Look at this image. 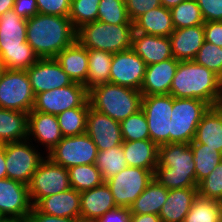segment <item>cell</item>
<instances>
[{
	"label": "cell",
	"instance_id": "cell-21",
	"mask_svg": "<svg viewBox=\"0 0 222 222\" xmlns=\"http://www.w3.org/2000/svg\"><path fill=\"white\" fill-rule=\"evenodd\" d=\"M132 49L147 65L173 58L169 37L133 32Z\"/></svg>",
	"mask_w": 222,
	"mask_h": 222
},
{
	"label": "cell",
	"instance_id": "cell-49",
	"mask_svg": "<svg viewBox=\"0 0 222 222\" xmlns=\"http://www.w3.org/2000/svg\"><path fill=\"white\" fill-rule=\"evenodd\" d=\"M80 218H65L41 213L35 206L31 209L25 222H79Z\"/></svg>",
	"mask_w": 222,
	"mask_h": 222
},
{
	"label": "cell",
	"instance_id": "cell-40",
	"mask_svg": "<svg viewBox=\"0 0 222 222\" xmlns=\"http://www.w3.org/2000/svg\"><path fill=\"white\" fill-rule=\"evenodd\" d=\"M183 222H220L217 200L197 197Z\"/></svg>",
	"mask_w": 222,
	"mask_h": 222
},
{
	"label": "cell",
	"instance_id": "cell-12",
	"mask_svg": "<svg viewBox=\"0 0 222 222\" xmlns=\"http://www.w3.org/2000/svg\"><path fill=\"white\" fill-rule=\"evenodd\" d=\"M154 170L127 166L106 180L117 207L130 208L153 179Z\"/></svg>",
	"mask_w": 222,
	"mask_h": 222
},
{
	"label": "cell",
	"instance_id": "cell-3",
	"mask_svg": "<svg viewBox=\"0 0 222 222\" xmlns=\"http://www.w3.org/2000/svg\"><path fill=\"white\" fill-rule=\"evenodd\" d=\"M27 20L14 9L0 16V59L8 70H27L40 58L27 43Z\"/></svg>",
	"mask_w": 222,
	"mask_h": 222
},
{
	"label": "cell",
	"instance_id": "cell-57",
	"mask_svg": "<svg viewBox=\"0 0 222 222\" xmlns=\"http://www.w3.org/2000/svg\"><path fill=\"white\" fill-rule=\"evenodd\" d=\"M0 222H22V221L11 218H0Z\"/></svg>",
	"mask_w": 222,
	"mask_h": 222
},
{
	"label": "cell",
	"instance_id": "cell-4",
	"mask_svg": "<svg viewBox=\"0 0 222 222\" xmlns=\"http://www.w3.org/2000/svg\"><path fill=\"white\" fill-rule=\"evenodd\" d=\"M222 93V79L194 60L179 61L170 95L182 99H200L215 106Z\"/></svg>",
	"mask_w": 222,
	"mask_h": 222
},
{
	"label": "cell",
	"instance_id": "cell-51",
	"mask_svg": "<svg viewBox=\"0 0 222 222\" xmlns=\"http://www.w3.org/2000/svg\"><path fill=\"white\" fill-rule=\"evenodd\" d=\"M130 222H162L157 214H131Z\"/></svg>",
	"mask_w": 222,
	"mask_h": 222
},
{
	"label": "cell",
	"instance_id": "cell-2",
	"mask_svg": "<svg viewBox=\"0 0 222 222\" xmlns=\"http://www.w3.org/2000/svg\"><path fill=\"white\" fill-rule=\"evenodd\" d=\"M153 178L168 190L197 188L193 151L186 143L158 146V165Z\"/></svg>",
	"mask_w": 222,
	"mask_h": 222
},
{
	"label": "cell",
	"instance_id": "cell-36",
	"mask_svg": "<svg viewBox=\"0 0 222 222\" xmlns=\"http://www.w3.org/2000/svg\"><path fill=\"white\" fill-rule=\"evenodd\" d=\"M95 165L101 172L104 181L121 172L127 167L122 145L98 151Z\"/></svg>",
	"mask_w": 222,
	"mask_h": 222
},
{
	"label": "cell",
	"instance_id": "cell-7",
	"mask_svg": "<svg viewBox=\"0 0 222 222\" xmlns=\"http://www.w3.org/2000/svg\"><path fill=\"white\" fill-rule=\"evenodd\" d=\"M211 106L200 99L173 97L171 143L190 144L203 115Z\"/></svg>",
	"mask_w": 222,
	"mask_h": 222
},
{
	"label": "cell",
	"instance_id": "cell-46",
	"mask_svg": "<svg viewBox=\"0 0 222 222\" xmlns=\"http://www.w3.org/2000/svg\"><path fill=\"white\" fill-rule=\"evenodd\" d=\"M205 22L222 21V0H196Z\"/></svg>",
	"mask_w": 222,
	"mask_h": 222
},
{
	"label": "cell",
	"instance_id": "cell-47",
	"mask_svg": "<svg viewBox=\"0 0 222 222\" xmlns=\"http://www.w3.org/2000/svg\"><path fill=\"white\" fill-rule=\"evenodd\" d=\"M205 41L222 48V21H209L203 24Z\"/></svg>",
	"mask_w": 222,
	"mask_h": 222
},
{
	"label": "cell",
	"instance_id": "cell-17",
	"mask_svg": "<svg viewBox=\"0 0 222 222\" xmlns=\"http://www.w3.org/2000/svg\"><path fill=\"white\" fill-rule=\"evenodd\" d=\"M26 71L35 96L73 83L55 58H40Z\"/></svg>",
	"mask_w": 222,
	"mask_h": 222
},
{
	"label": "cell",
	"instance_id": "cell-14",
	"mask_svg": "<svg viewBox=\"0 0 222 222\" xmlns=\"http://www.w3.org/2000/svg\"><path fill=\"white\" fill-rule=\"evenodd\" d=\"M87 100L86 87L73 82L69 86L37 94L33 110L57 116L68 109L81 107Z\"/></svg>",
	"mask_w": 222,
	"mask_h": 222
},
{
	"label": "cell",
	"instance_id": "cell-58",
	"mask_svg": "<svg viewBox=\"0 0 222 222\" xmlns=\"http://www.w3.org/2000/svg\"><path fill=\"white\" fill-rule=\"evenodd\" d=\"M4 70H5L4 64H3V62H2L1 59H0V78H1V75H2V73L4 72Z\"/></svg>",
	"mask_w": 222,
	"mask_h": 222
},
{
	"label": "cell",
	"instance_id": "cell-28",
	"mask_svg": "<svg viewBox=\"0 0 222 222\" xmlns=\"http://www.w3.org/2000/svg\"><path fill=\"white\" fill-rule=\"evenodd\" d=\"M126 165L155 170L158 165V146L151 140L125 141L122 143Z\"/></svg>",
	"mask_w": 222,
	"mask_h": 222
},
{
	"label": "cell",
	"instance_id": "cell-48",
	"mask_svg": "<svg viewBox=\"0 0 222 222\" xmlns=\"http://www.w3.org/2000/svg\"><path fill=\"white\" fill-rule=\"evenodd\" d=\"M13 9L18 16L26 20L39 13L36 0H15Z\"/></svg>",
	"mask_w": 222,
	"mask_h": 222
},
{
	"label": "cell",
	"instance_id": "cell-41",
	"mask_svg": "<svg viewBox=\"0 0 222 222\" xmlns=\"http://www.w3.org/2000/svg\"><path fill=\"white\" fill-rule=\"evenodd\" d=\"M100 0H71L69 18L77 30L82 25L97 21Z\"/></svg>",
	"mask_w": 222,
	"mask_h": 222
},
{
	"label": "cell",
	"instance_id": "cell-55",
	"mask_svg": "<svg viewBox=\"0 0 222 222\" xmlns=\"http://www.w3.org/2000/svg\"><path fill=\"white\" fill-rule=\"evenodd\" d=\"M215 107L217 108V110L222 114V93L220 94V96L218 97Z\"/></svg>",
	"mask_w": 222,
	"mask_h": 222
},
{
	"label": "cell",
	"instance_id": "cell-26",
	"mask_svg": "<svg viewBox=\"0 0 222 222\" xmlns=\"http://www.w3.org/2000/svg\"><path fill=\"white\" fill-rule=\"evenodd\" d=\"M198 197L197 188L168 190L166 202L159 213L162 222H183Z\"/></svg>",
	"mask_w": 222,
	"mask_h": 222
},
{
	"label": "cell",
	"instance_id": "cell-59",
	"mask_svg": "<svg viewBox=\"0 0 222 222\" xmlns=\"http://www.w3.org/2000/svg\"><path fill=\"white\" fill-rule=\"evenodd\" d=\"M79 222H99V220L79 219Z\"/></svg>",
	"mask_w": 222,
	"mask_h": 222
},
{
	"label": "cell",
	"instance_id": "cell-9",
	"mask_svg": "<svg viewBox=\"0 0 222 222\" xmlns=\"http://www.w3.org/2000/svg\"><path fill=\"white\" fill-rule=\"evenodd\" d=\"M29 139L5 143L7 178L29 184L40 162L45 158Z\"/></svg>",
	"mask_w": 222,
	"mask_h": 222
},
{
	"label": "cell",
	"instance_id": "cell-45",
	"mask_svg": "<svg viewBox=\"0 0 222 222\" xmlns=\"http://www.w3.org/2000/svg\"><path fill=\"white\" fill-rule=\"evenodd\" d=\"M125 4L130 20L134 22L145 12L161 6V0H125Z\"/></svg>",
	"mask_w": 222,
	"mask_h": 222
},
{
	"label": "cell",
	"instance_id": "cell-30",
	"mask_svg": "<svg viewBox=\"0 0 222 222\" xmlns=\"http://www.w3.org/2000/svg\"><path fill=\"white\" fill-rule=\"evenodd\" d=\"M28 113L0 108V143L26 140Z\"/></svg>",
	"mask_w": 222,
	"mask_h": 222
},
{
	"label": "cell",
	"instance_id": "cell-10",
	"mask_svg": "<svg viewBox=\"0 0 222 222\" xmlns=\"http://www.w3.org/2000/svg\"><path fill=\"white\" fill-rule=\"evenodd\" d=\"M70 187L69 172L65 167L45 157L32 175L28 184L29 197L35 206L42 198L58 194Z\"/></svg>",
	"mask_w": 222,
	"mask_h": 222
},
{
	"label": "cell",
	"instance_id": "cell-23",
	"mask_svg": "<svg viewBox=\"0 0 222 222\" xmlns=\"http://www.w3.org/2000/svg\"><path fill=\"white\" fill-rule=\"evenodd\" d=\"M117 207L106 182L80 193V219L98 220Z\"/></svg>",
	"mask_w": 222,
	"mask_h": 222
},
{
	"label": "cell",
	"instance_id": "cell-8",
	"mask_svg": "<svg viewBox=\"0 0 222 222\" xmlns=\"http://www.w3.org/2000/svg\"><path fill=\"white\" fill-rule=\"evenodd\" d=\"M34 103L27 71L5 69L0 78V108L29 113Z\"/></svg>",
	"mask_w": 222,
	"mask_h": 222
},
{
	"label": "cell",
	"instance_id": "cell-15",
	"mask_svg": "<svg viewBox=\"0 0 222 222\" xmlns=\"http://www.w3.org/2000/svg\"><path fill=\"white\" fill-rule=\"evenodd\" d=\"M146 67L147 64L132 48L113 53L110 83L140 91Z\"/></svg>",
	"mask_w": 222,
	"mask_h": 222
},
{
	"label": "cell",
	"instance_id": "cell-24",
	"mask_svg": "<svg viewBox=\"0 0 222 222\" xmlns=\"http://www.w3.org/2000/svg\"><path fill=\"white\" fill-rule=\"evenodd\" d=\"M35 207L44 214L80 218V192L73 188L42 198Z\"/></svg>",
	"mask_w": 222,
	"mask_h": 222
},
{
	"label": "cell",
	"instance_id": "cell-6",
	"mask_svg": "<svg viewBox=\"0 0 222 222\" xmlns=\"http://www.w3.org/2000/svg\"><path fill=\"white\" fill-rule=\"evenodd\" d=\"M133 32V24L114 25L97 20L78 28L76 40L86 49L113 54L132 48Z\"/></svg>",
	"mask_w": 222,
	"mask_h": 222
},
{
	"label": "cell",
	"instance_id": "cell-5",
	"mask_svg": "<svg viewBox=\"0 0 222 222\" xmlns=\"http://www.w3.org/2000/svg\"><path fill=\"white\" fill-rule=\"evenodd\" d=\"M139 90L107 82L88 90L90 107L121 122L141 109Z\"/></svg>",
	"mask_w": 222,
	"mask_h": 222
},
{
	"label": "cell",
	"instance_id": "cell-33",
	"mask_svg": "<svg viewBox=\"0 0 222 222\" xmlns=\"http://www.w3.org/2000/svg\"><path fill=\"white\" fill-rule=\"evenodd\" d=\"M89 107L90 104L87 100L81 107H74L57 115L63 137L76 136L86 132Z\"/></svg>",
	"mask_w": 222,
	"mask_h": 222
},
{
	"label": "cell",
	"instance_id": "cell-43",
	"mask_svg": "<svg viewBox=\"0 0 222 222\" xmlns=\"http://www.w3.org/2000/svg\"><path fill=\"white\" fill-rule=\"evenodd\" d=\"M198 196L203 199H222V162L197 186Z\"/></svg>",
	"mask_w": 222,
	"mask_h": 222
},
{
	"label": "cell",
	"instance_id": "cell-34",
	"mask_svg": "<svg viewBox=\"0 0 222 222\" xmlns=\"http://www.w3.org/2000/svg\"><path fill=\"white\" fill-rule=\"evenodd\" d=\"M194 155L197 184L206 178L221 162L222 153L205 144H189Z\"/></svg>",
	"mask_w": 222,
	"mask_h": 222
},
{
	"label": "cell",
	"instance_id": "cell-54",
	"mask_svg": "<svg viewBox=\"0 0 222 222\" xmlns=\"http://www.w3.org/2000/svg\"><path fill=\"white\" fill-rule=\"evenodd\" d=\"M185 0H161V5L165 8L171 9L172 7L177 6Z\"/></svg>",
	"mask_w": 222,
	"mask_h": 222
},
{
	"label": "cell",
	"instance_id": "cell-11",
	"mask_svg": "<svg viewBox=\"0 0 222 222\" xmlns=\"http://www.w3.org/2000/svg\"><path fill=\"white\" fill-rule=\"evenodd\" d=\"M173 96H143L141 109L144 112L150 134V140L157 146L171 143V115Z\"/></svg>",
	"mask_w": 222,
	"mask_h": 222
},
{
	"label": "cell",
	"instance_id": "cell-31",
	"mask_svg": "<svg viewBox=\"0 0 222 222\" xmlns=\"http://www.w3.org/2000/svg\"><path fill=\"white\" fill-rule=\"evenodd\" d=\"M167 196L168 189L153 178L143 193L132 203L130 213L159 215Z\"/></svg>",
	"mask_w": 222,
	"mask_h": 222
},
{
	"label": "cell",
	"instance_id": "cell-1",
	"mask_svg": "<svg viewBox=\"0 0 222 222\" xmlns=\"http://www.w3.org/2000/svg\"><path fill=\"white\" fill-rule=\"evenodd\" d=\"M71 19L38 13L27 19L26 40L39 58H55L76 41Z\"/></svg>",
	"mask_w": 222,
	"mask_h": 222
},
{
	"label": "cell",
	"instance_id": "cell-42",
	"mask_svg": "<svg viewBox=\"0 0 222 222\" xmlns=\"http://www.w3.org/2000/svg\"><path fill=\"white\" fill-rule=\"evenodd\" d=\"M194 61L205 66L222 79V48L204 41Z\"/></svg>",
	"mask_w": 222,
	"mask_h": 222
},
{
	"label": "cell",
	"instance_id": "cell-32",
	"mask_svg": "<svg viewBox=\"0 0 222 222\" xmlns=\"http://www.w3.org/2000/svg\"><path fill=\"white\" fill-rule=\"evenodd\" d=\"M112 56V53L103 50L88 49V73L84 85L87 90L110 82Z\"/></svg>",
	"mask_w": 222,
	"mask_h": 222
},
{
	"label": "cell",
	"instance_id": "cell-50",
	"mask_svg": "<svg viewBox=\"0 0 222 222\" xmlns=\"http://www.w3.org/2000/svg\"><path fill=\"white\" fill-rule=\"evenodd\" d=\"M130 217V208L116 207L106 212L98 220L99 222H130Z\"/></svg>",
	"mask_w": 222,
	"mask_h": 222
},
{
	"label": "cell",
	"instance_id": "cell-20",
	"mask_svg": "<svg viewBox=\"0 0 222 222\" xmlns=\"http://www.w3.org/2000/svg\"><path fill=\"white\" fill-rule=\"evenodd\" d=\"M178 64L179 61L173 57L159 63L147 65L140 89L142 95L170 94L172 80L176 74Z\"/></svg>",
	"mask_w": 222,
	"mask_h": 222
},
{
	"label": "cell",
	"instance_id": "cell-25",
	"mask_svg": "<svg viewBox=\"0 0 222 222\" xmlns=\"http://www.w3.org/2000/svg\"><path fill=\"white\" fill-rule=\"evenodd\" d=\"M55 59L73 82L82 85L86 84L88 49L83 47L77 40L62 50Z\"/></svg>",
	"mask_w": 222,
	"mask_h": 222
},
{
	"label": "cell",
	"instance_id": "cell-35",
	"mask_svg": "<svg viewBox=\"0 0 222 222\" xmlns=\"http://www.w3.org/2000/svg\"><path fill=\"white\" fill-rule=\"evenodd\" d=\"M68 172L70 187L80 193L100 186L105 182L95 164L73 166L68 169Z\"/></svg>",
	"mask_w": 222,
	"mask_h": 222
},
{
	"label": "cell",
	"instance_id": "cell-37",
	"mask_svg": "<svg viewBox=\"0 0 222 222\" xmlns=\"http://www.w3.org/2000/svg\"><path fill=\"white\" fill-rule=\"evenodd\" d=\"M175 29L203 25L205 23L196 0H185L170 9Z\"/></svg>",
	"mask_w": 222,
	"mask_h": 222
},
{
	"label": "cell",
	"instance_id": "cell-27",
	"mask_svg": "<svg viewBox=\"0 0 222 222\" xmlns=\"http://www.w3.org/2000/svg\"><path fill=\"white\" fill-rule=\"evenodd\" d=\"M133 27L135 32L162 37H169L175 30L170 9L162 5L138 17Z\"/></svg>",
	"mask_w": 222,
	"mask_h": 222
},
{
	"label": "cell",
	"instance_id": "cell-19",
	"mask_svg": "<svg viewBox=\"0 0 222 222\" xmlns=\"http://www.w3.org/2000/svg\"><path fill=\"white\" fill-rule=\"evenodd\" d=\"M57 116L39 111L28 113V137L31 142L45 146L47 154L62 140Z\"/></svg>",
	"mask_w": 222,
	"mask_h": 222
},
{
	"label": "cell",
	"instance_id": "cell-39",
	"mask_svg": "<svg viewBox=\"0 0 222 222\" xmlns=\"http://www.w3.org/2000/svg\"><path fill=\"white\" fill-rule=\"evenodd\" d=\"M123 142L150 140L146 116L142 109L120 122Z\"/></svg>",
	"mask_w": 222,
	"mask_h": 222
},
{
	"label": "cell",
	"instance_id": "cell-22",
	"mask_svg": "<svg viewBox=\"0 0 222 222\" xmlns=\"http://www.w3.org/2000/svg\"><path fill=\"white\" fill-rule=\"evenodd\" d=\"M172 54L178 61L194 60L205 41L203 25L175 29L169 36Z\"/></svg>",
	"mask_w": 222,
	"mask_h": 222
},
{
	"label": "cell",
	"instance_id": "cell-38",
	"mask_svg": "<svg viewBox=\"0 0 222 222\" xmlns=\"http://www.w3.org/2000/svg\"><path fill=\"white\" fill-rule=\"evenodd\" d=\"M97 20L107 24H133L130 20L125 0H100Z\"/></svg>",
	"mask_w": 222,
	"mask_h": 222
},
{
	"label": "cell",
	"instance_id": "cell-18",
	"mask_svg": "<svg viewBox=\"0 0 222 222\" xmlns=\"http://www.w3.org/2000/svg\"><path fill=\"white\" fill-rule=\"evenodd\" d=\"M86 133L92 139L98 151L111 149L123 143L120 122L92 107H89L87 113Z\"/></svg>",
	"mask_w": 222,
	"mask_h": 222
},
{
	"label": "cell",
	"instance_id": "cell-13",
	"mask_svg": "<svg viewBox=\"0 0 222 222\" xmlns=\"http://www.w3.org/2000/svg\"><path fill=\"white\" fill-rule=\"evenodd\" d=\"M98 148L85 132L76 136L63 137L45 156L66 169L77 165L95 164Z\"/></svg>",
	"mask_w": 222,
	"mask_h": 222
},
{
	"label": "cell",
	"instance_id": "cell-52",
	"mask_svg": "<svg viewBox=\"0 0 222 222\" xmlns=\"http://www.w3.org/2000/svg\"><path fill=\"white\" fill-rule=\"evenodd\" d=\"M7 178L5 167V144L0 143V179Z\"/></svg>",
	"mask_w": 222,
	"mask_h": 222
},
{
	"label": "cell",
	"instance_id": "cell-44",
	"mask_svg": "<svg viewBox=\"0 0 222 222\" xmlns=\"http://www.w3.org/2000/svg\"><path fill=\"white\" fill-rule=\"evenodd\" d=\"M38 12L41 14L68 17L71 0H36Z\"/></svg>",
	"mask_w": 222,
	"mask_h": 222
},
{
	"label": "cell",
	"instance_id": "cell-53",
	"mask_svg": "<svg viewBox=\"0 0 222 222\" xmlns=\"http://www.w3.org/2000/svg\"><path fill=\"white\" fill-rule=\"evenodd\" d=\"M14 2L15 0H0V16L10 10L14 8Z\"/></svg>",
	"mask_w": 222,
	"mask_h": 222
},
{
	"label": "cell",
	"instance_id": "cell-56",
	"mask_svg": "<svg viewBox=\"0 0 222 222\" xmlns=\"http://www.w3.org/2000/svg\"><path fill=\"white\" fill-rule=\"evenodd\" d=\"M217 202H218V205H219L220 222H222V199H219Z\"/></svg>",
	"mask_w": 222,
	"mask_h": 222
},
{
	"label": "cell",
	"instance_id": "cell-29",
	"mask_svg": "<svg viewBox=\"0 0 222 222\" xmlns=\"http://www.w3.org/2000/svg\"><path fill=\"white\" fill-rule=\"evenodd\" d=\"M191 143L205 144L222 153V114L215 106L203 115Z\"/></svg>",
	"mask_w": 222,
	"mask_h": 222
},
{
	"label": "cell",
	"instance_id": "cell-16",
	"mask_svg": "<svg viewBox=\"0 0 222 222\" xmlns=\"http://www.w3.org/2000/svg\"><path fill=\"white\" fill-rule=\"evenodd\" d=\"M33 205L28 185L10 178L0 179V217L25 222Z\"/></svg>",
	"mask_w": 222,
	"mask_h": 222
}]
</instances>
